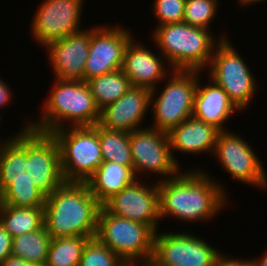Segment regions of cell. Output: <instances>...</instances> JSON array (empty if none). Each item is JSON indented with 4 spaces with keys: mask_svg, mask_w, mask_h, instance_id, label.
Masks as SVG:
<instances>
[{
    "mask_svg": "<svg viewBox=\"0 0 267 266\" xmlns=\"http://www.w3.org/2000/svg\"><path fill=\"white\" fill-rule=\"evenodd\" d=\"M201 74L203 72L197 70H173L163 80V87L158 85L151 90L150 113L153 120L148 125L168 133L192 116L197 79Z\"/></svg>",
    "mask_w": 267,
    "mask_h": 266,
    "instance_id": "obj_6",
    "label": "cell"
},
{
    "mask_svg": "<svg viewBox=\"0 0 267 266\" xmlns=\"http://www.w3.org/2000/svg\"><path fill=\"white\" fill-rule=\"evenodd\" d=\"M229 255L230 254H228V252L227 254L225 252L224 254L221 252L213 266H253L251 258H235L234 256Z\"/></svg>",
    "mask_w": 267,
    "mask_h": 266,
    "instance_id": "obj_31",
    "label": "cell"
},
{
    "mask_svg": "<svg viewBox=\"0 0 267 266\" xmlns=\"http://www.w3.org/2000/svg\"><path fill=\"white\" fill-rule=\"evenodd\" d=\"M136 177L129 166L103 161L87 180L91 193L103 206L110 198L130 185Z\"/></svg>",
    "mask_w": 267,
    "mask_h": 266,
    "instance_id": "obj_22",
    "label": "cell"
},
{
    "mask_svg": "<svg viewBox=\"0 0 267 266\" xmlns=\"http://www.w3.org/2000/svg\"><path fill=\"white\" fill-rule=\"evenodd\" d=\"M220 132L215 126L193 115L185 119L167 133L174 160L183 168V164L176 157L179 153L185 154V157L186 154L203 156L204 153L206 156H212Z\"/></svg>",
    "mask_w": 267,
    "mask_h": 266,
    "instance_id": "obj_20",
    "label": "cell"
},
{
    "mask_svg": "<svg viewBox=\"0 0 267 266\" xmlns=\"http://www.w3.org/2000/svg\"><path fill=\"white\" fill-rule=\"evenodd\" d=\"M0 266H36V265L31 264L30 262H27L26 260L20 257L10 255L0 264Z\"/></svg>",
    "mask_w": 267,
    "mask_h": 266,
    "instance_id": "obj_34",
    "label": "cell"
},
{
    "mask_svg": "<svg viewBox=\"0 0 267 266\" xmlns=\"http://www.w3.org/2000/svg\"><path fill=\"white\" fill-rule=\"evenodd\" d=\"M267 2V0H238L237 1V5L239 4L240 6H241V8L243 7V8H247V7H249L250 5H256V4H260V3H264V2Z\"/></svg>",
    "mask_w": 267,
    "mask_h": 266,
    "instance_id": "obj_36",
    "label": "cell"
},
{
    "mask_svg": "<svg viewBox=\"0 0 267 266\" xmlns=\"http://www.w3.org/2000/svg\"><path fill=\"white\" fill-rule=\"evenodd\" d=\"M168 231L155 232L149 266H213L222 252L195 232Z\"/></svg>",
    "mask_w": 267,
    "mask_h": 266,
    "instance_id": "obj_11",
    "label": "cell"
},
{
    "mask_svg": "<svg viewBox=\"0 0 267 266\" xmlns=\"http://www.w3.org/2000/svg\"><path fill=\"white\" fill-rule=\"evenodd\" d=\"M79 266H129L96 237L90 238L83 249Z\"/></svg>",
    "mask_w": 267,
    "mask_h": 266,
    "instance_id": "obj_29",
    "label": "cell"
},
{
    "mask_svg": "<svg viewBox=\"0 0 267 266\" xmlns=\"http://www.w3.org/2000/svg\"><path fill=\"white\" fill-rule=\"evenodd\" d=\"M101 207L86 182H64L46 196L44 226L52 239L94 238Z\"/></svg>",
    "mask_w": 267,
    "mask_h": 266,
    "instance_id": "obj_2",
    "label": "cell"
},
{
    "mask_svg": "<svg viewBox=\"0 0 267 266\" xmlns=\"http://www.w3.org/2000/svg\"><path fill=\"white\" fill-rule=\"evenodd\" d=\"M0 223L12 238L36 231L44 225V207L17 208L1 204Z\"/></svg>",
    "mask_w": 267,
    "mask_h": 266,
    "instance_id": "obj_23",
    "label": "cell"
},
{
    "mask_svg": "<svg viewBox=\"0 0 267 266\" xmlns=\"http://www.w3.org/2000/svg\"><path fill=\"white\" fill-rule=\"evenodd\" d=\"M135 37L127 44L121 70L128 77L131 86L153 90L162 85L163 80L173 69L157 50L154 42L151 45L157 52L152 51L151 47L136 40Z\"/></svg>",
    "mask_w": 267,
    "mask_h": 266,
    "instance_id": "obj_17",
    "label": "cell"
},
{
    "mask_svg": "<svg viewBox=\"0 0 267 266\" xmlns=\"http://www.w3.org/2000/svg\"><path fill=\"white\" fill-rule=\"evenodd\" d=\"M52 135L60 148L65 182H87L103 162L99 125L60 128Z\"/></svg>",
    "mask_w": 267,
    "mask_h": 266,
    "instance_id": "obj_9",
    "label": "cell"
},
{
    "mask_svg": "<svg viewBox=\"0 0 267 266\" xmlns=\"http://www.w3.org/2000/svg\"><path fill=\"white\" fill-rule=\"evenodd\" d=\"M229 38L222 39L215 47L210 65L204 71L228 94L241 111H247L256 98L259 84L253 71Z\"/></svg>",
    "mask_w": 267,
    "mask_h": 266,
    "instance_id": "obj_8",
    "label": "cell"
},
{
    "mask_svg": "<svg viewBox=\"0 0 267 266\" xmlns=\"http://www.w3.org/2000/svg\"><path fill=\"white\" fill-rule=\"evenodd\" d=\"M90 46V28L49 43L46 51L53 78L84 81Z\"/></svg>",
    "mask_w": 267,
    "mask_h": 266,
    "instance_id": "obj_18",
    "label": "cell"
},
{
    "mask_svg": "<svg viewBox=\"0 0 267 266\" xmlns=\"http://www.w3.org/2000/svg\"><path fill=\"white\" fill-rule=\"evenodd\" d=\"M29 22L33 42L45 48L49 43L75 34L82 26L85 0H41Z\"/></svg>",
    "mask_w": 267,
    "mask_h": 266,
    "instance_id": "obj_13",
    "label": "cell"
},
{
    "mask_svg": "<svg viewBox=\"0 0 267 266\" xmlns=\"http://www.w3.org/2000/svg\"><path fill=\"white\" fill-rule=\"evenodd\" d=\"M233 130L219 133L213 157L216 158L217 165H221L228 177L237 183L246 184L257 190L267 191V170L263 160L259 158L257 151L244 136L232 132Z\"/></svg>",
    "mask_w": 267,
    "mask_h": 266,
    "instance_id": "obj_12",
    "label": "cell"
},
{
    "mask_svg": "<svg viewBox=\"0 0 267 266\" xmlns=\"http://www.w3.org/2000/svg\"><path fill=\"white\" fill-rule=\"evenodd\" d=\"M175 177L158 182L159 217L194 225L209 223L227 209L230 198L223 181L210 175L205 167L195 165ZM197 168V169H196ZM227 202V203H226Z\"/></svg>",
    "mask_w": 267,
    "mask_h": 266,
    "instance_id": "obj_1",
    "label": "cell"
},
{
    "mask_svg": "<svg viewBox=\"0 0 267 266\" xmlns=\"http://www.w3.org/2000/svg\"><path fill=\"white\" fill-rule=\"evenodd\" d=\"M152 42L173 70H197L204 72L211 62L215 47L229 38L227 33L218 37L214 31L193 27L184 22L152 27ZM226 34V35H225Z\"/></svg>",
    "mask_w": 267,
    "mask_h": 266,
    "instance_id": "obj_4",
    "label": "cell"
},
{
    "mask_svg": "<svg viewBox=\"0 0 267 266\" xmlns=\"http://www.w3.org/2000/svg\"><path fill=\"white\" fill-rule=\"evenodd\" d=\"M219 0H186L183 22L211 30L220 6Z\"/></svg>",
    "mask_w": 267,
    "mask_h": 266,
    "instance_id": "obj_28",
    "label": "cell"
},
{
    "mask_svg": "<svg viewBox=\"0 0 267 266\" xmlns=\"http://www.w3.org/2000/svg\"><path fill=\"white\" fill-rule=\"evenodd\" d=\"M53 79L51 90L46 100L42 101L40 116L31 119V128L52 133L60 128L98 124L100 109L88 83L79 80Z\"/></svg>",
    "mask_w": 267,
    "mask_h": 266,
    "instance_id": "obj_3",
    "label": "cell"
},
{
    "mask_svg": "<svg viewBox=\"0 0 267 266\" xmlns=\"http://www.w3.org/2000/svg\"><path fill=\"white\" fill-rule=\"evenodd\" d=\"M129 142L136 179L148 180L153 174L156 177L154 181L161 182L183 170L173 158L167 133L147 126L130 132Z\"/></svg>",
    "mask_w": 267,
    "mask_h": 266,
    "instance_id": "obj_10",
    "label": "cell"
},
{
    "mask_svg": "<svg viewBox=\"0 0 267 266\" xmlns=\"http://www.w3.org/2000/svg\"><path fill=\"white\" fill-rule=\"evenodd\" d=\"M151 3L156 26L183 22L186 0H154Z\"/></svg>",
    "mask_w": 267,
    "mask_h": 266,
    "instance_id": "obj_30",
    "label": "cell"
},
{
    "mask_svg": "<svg viewBox=\"0 0 267 266\" xmlns=\"http://www.w3.org/2000/svg\"><path fill=\"white\" fill-rule=\"evenodd\" d=\"M89 239L82 236L52 239L45 266H79L83 249Z\"/></svg>",
    "mask_w": 267,
    "mask_h": 266,
    "instance_id": "obj_27",
    "label": "cell"
},
{
    "mask_svg": "<svg viewBox=\"0 0 267 266\" xmlns=\"http://www.w3.org/2000/svg\"><path fill=\"white\" fill-rule=\"evenodd\" d=\"M149 180H134L103 206L114 215L147 225L155 233L162 223L159 217V190L158 182Z\"/></svg>",
    "mask_w": 267,
    "mask_h": 266,
    "instance_id": "obj_15",
    "label": "cell"
},
{
    "mask_svg": "<svg viewBox=\"0 0 267 266\" xmlns=\"http://www.w3.org/2000/svg\"><path fill=\"white\" fill-rule=\"evenodd\" d=\"M11 85H9L7 83V81L5 82L3 80L2 77H0V114H1V111L3 109H5L4 107L9 106V103L10 105L12 104L11 102L14 103L13 99V93L14 91L11 90Z\"/></svg>",
    "mask_w": 267,
    "mask_h": 266,
    "instance_id": "obj_33",
    "label": "cell"
},
{
    "mask_svg": "<svg viewBox=\"0 0 267 266\" xmlns=\"http://www.w3.org/2000/svg\"><path fill=\"white\" fill-rule=\"evenodd\" d=\"M30 179L45 195H50L64 182L60 148L52 133L30 128Z\"/></svg>",
    "mask_w": 267,
    "mask_h": 266,
    "instance_id": "obj_16",
    "label": "cell"
},
{
    "mask_svg": "<svg viewBox=\"0 0 267 266\" xmlns=\"http://www.w3.org/2000/svg\"><path fill=\"white\" fill-rule=\"evenodd\" d=\"M201 79H203L202 74L197 79L193 116L215 126L221 132L228 131L226 123L233 118L235 112L240 114L241 111L222 87L209 77L206 78L208 82L203 85Z\"/></svg>",
    "mask_w": 267,
    "mask_h": 266,
    "instance_id": "obj_21",
    "label": "cell"
},
{
    "mask_svg": "<svg viewBox=\"0 0 267 266\" xmlns=\"http://www.w3.org/2000/svg\"><path fill=\"white\" fill-rule=\"evenodd\" d=\"M2 204V190L0 188V205Z\"/></svg>",
    "mask_w": 267,
    "mask_h": 266,
    "instance_id": "obj_38",
    "label": "cell"
},
{
    "mask_svg": "<svg viewBox=\"0 0 267 266\" xmlns=\"http://www.w3.org/2000/svg\"><path fill=\"white\" fill-rule=\"evenodd\" d=\"M253 266H267V250L263 251L262 255L259 257H253L251 256Z\"/></svg>",
    "mask_w": 267,
    "mask_h": 266,
    "instance_id": "obj_35",
    "label": "cell"
},
{
    "mask_svg": "<svg viewBox=\"0 0 267 266\" xmlns=\"http://www.w3.org/2000/svg\"><path fill=\"white\" fill-rule=\"evenodd\" d=\"M12 236L0 223V264L12 255Z\"/></svg>",
    "mask_w": 267,
    "mask_h": 266,
    "instance_id": "obj_32",
    "label": "cell"
},
{
    "mask_svg": "<svg viewBox=\"0 0 267 266\" xmlns=\"http://www.w3.org/2000/svg\"><path fill=\"white\" fill-rule=\"evenodd\" d=\"M154 234L147 225L114 215L104 206L100 209L95 237L129 266H149Z\"/></svg>",
    "mask_w": 267,
    "mask_h": 266,
    "instance_id": "obj_7",
    "label": "cell"
},
{
    "mask_svg": "<svg viewBox=\"0 0 267 266\" xmlns=\"http://www.w3.org/2000/svg\"><path fill=\"white\" fill-rule=\"evenodd\" d=\"M87 83L100 110L117 101L131 87L128 77L121 69L91 78Z\"/></svg>",
    "mask_w": 267,
    "mask_h": 266,
    "instance_id": "obj_25",
    "label": "cell"
},
{
    "mask_svg": "<svg viewBox=\"0 0 267 266\" xmlns=\"http://www.w3.org/2000/svg\"><path fill=\"white\" fill-rule=\"evenodd\" d=\"M102 25V26H101ZM122 24H96L90 27V46L84 68V81L122 68L125 49L134 37ZM133 34V35H132Z\"/></svg>",
    "mask_w": 267,
    "mask_h": 266,
    "instance_id": "obj_14",
    "label": "cell"
},
{
    "mask_svg": "<svg viewBox=\"0 0 267 266\" xmlns=\"http://www.w3.org/2000/svg\"><path fill=\"white\" fill-rule=\"evenodd\" d=\"M150 96V89L131 86L117 101L100 110L98 125L129 133L147 127L144 120L147 122L150 113Z\"/></svg>",
    "mask_w": 267,
    "mask_h": 266,
    "instance_id": "obj_19",
    "label": "cell"
},
{
    "mask_svg": "<svg viewBox=\"0 0 267 266\" xmlns=\"http://www.w3.org/2000/svg\"><path fill=\"white\" fill-rule=\"evenodd\" d=\"M1 115H3V114H0V127H2V126H1V122H2L1 120H4V119H2L3 116H1ZM1 117H2V118H1ZM14 133H15V132L12 133V134H13L12 136L9 135V136L3 137L4 139H3V138L0 139V144H1V143H4V142H7V141H9V140H11V139L14 137Z\"/></svg>",
    "mask_w": 267,
    "mask_h": 266,
    "instance_id": "obj_37",
    "label": "cell"
},
{
    "mask_svg": "<svg viewBox=\"0 0 267 266\" xmlns=\"http://www.w3.org/2000/svg\"><path fill=\"white\" fill-rule=\"evenodd\" d=\"M31 117L14 137L0 144L2 204L17 208L44 207L46 196L30 179Z\"/></svg>",
    "mask_w": 267,
    "mask_h": 266,
    "instance_id": "obj_5",
    "label": "cell"
},
{
    "mask_svg": "<svg viewBox=\"0 0 267 266\" xmlns=\"http://www.w3.org/2000/svg\"><path fill=\"white\" fill-rule=\"evenodd\" d=\"M99 142L103 161H111L133 170L129 132L99 126Z\"/></svg>",
    "mask_w": 267,
    "mask_h": 266,
    "instance_id": "obj_26",
    "label": "cell"
},
{
    "mask_svg": "<svg viewBox=\"0 0 267 266\" xmlns=\"http://www.w3.org/2000/svg\"><path fill=\"white\" fill-rule=\"evenodd\" d=\"M52 238L45 226L12 239V255L36 266H45Z\"/></svg>",
    "mask_w": 267,
    "mask_h": 266,
    "instance_id": "obj_24",
    "label": "cell"
}]
</instances>
